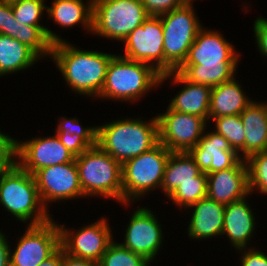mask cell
Returning a JSON list of instances; mask_svg holds the SVG:
<instances>
[{
  "label": "cell",
  "instance_id": "1",
  "mask_svg": "<svg viewBox=\"0 0 267 266\" xmlns=\"http://www.w3.org/2000/svg\"><path fill=\"white\" fill-rule=\"evenodd\" d=\"M221 32L216 28L203 27L177 72L191 83L210 87L232 80L238 73L242 55L233 41Z\"/></svg>",
  "mask_w": 267,
  "mask_h": 266
},
{
  "label": "cell",
  "instance_id": "2",
  "mask_svg": "<svg viewBox=\"0 0 267 266\" xmlns=\"http://www.w3.org/2000/svg\"><path fill=\"white\" fill-rule=\"evenodd\" d=\"M76 45L69 40L52 44L50 61L74 96L96 101L105 83L108 64L116 53Z\"/></svg>",
  "mask_w": 267,
  "mask_h": 266
},
{
  "label": "cell",
  "instance_id": "3",
  "mask_svg": "<svg viewBox=\"0 0 267 266\" xmlns=\"http://www.w3.org/2000/svg\"><path fill=\"white\" fill-rule=\"evenodd\" d=\"M153 116L149 120L137 115L121 116L98 123L97 145L122 165L159 143L157 117Z\"/></svg>",
  "mask_w": 267,
  "mask_h": 266
},
{
  "label": "cell",
  "instance_id": "4",
  "mask_svg": "<svg viewBox=\"0 0 267 266\" xmlns=\"http://www.w3.org/2000/svg\"><path fill=\"white\" fill-rule=\"evenodd\" d=\"M161 75L150 64L130 60L116 53L108 64L105 83L97 100L119 101L127 106L138 104L160 87Z\"/></svg>",
  "mask_w": 267,
  "mask_h": 266
},
{
  "label": "cell",
  "instance_id": "5",
  "mask_svg": "<svg viewBox=\"0 0 267 266\" xmlns=\"http://www.w3.org/2000/svg\"><path fill=\"white\" fill-rule=\"evenodd\" d=\"M0 207L24 225H41L55 216L42 204L34 176L18 164L0 171Z\"/></svg>",
  "mask_w": 267,
  "mask_h": 266
},
{
  "label": "cell",
  "instance_id": "6",
  "mask_svg": "<svg viewBox=\"0 0 267 266\" xmlns=\"http://www.w3.org/2000/svg\"><path fill=\"white\" fill-rule=\"evenodd\" d=\"M75 162L86 198L112 199L128 209L135 205L122 204V165L98 145L75 157Z\"/></svg>",
  "mask_w": 267,
  "mask_h": 266
},
{
  "label": "cell",
  "instance_id": "7",
  "mask_svg": "<svg viewBox=\"0 0 267 266\" xmlns=\"http://www.w3.org/2000/svg\"><path fill=\"white\" fill-rule=\"evenodd\" d=\"M170 153L159 142L152 149L122 164V204H137L150 193L160 192Z\"/></svg>",
  "mask_w": 267,
  "mask_h": 266
},
{
  "label": "cell",
  "instance_id": "8",
  "mask_svg": "<svg viewBox=\"0 0 267 266\" xmlns=\"http://www.w3.org/2000/svg\"><path fill=\"white\" fill-rule=\"evenodd\" d=\"M196 1L160 16L164 34V74L177 71L187 58L196 35L205 26L195 9Z\"/></svg>",
  "mask_w": 267,
  "mask_h": 266
},
{
  "label": "cell",
  "instance_id": "9",
  "mask_svg": "<svg viewBox=\"0 0 267 266\" xmlns=\"http://www.w3.org/2000/svg\"><path fill=\"white\" fill-rule=\"evenodd\" d=\"M148 17L141 0H93L91 36L121 44Z\"/></svg>",
  "mask_w": 267,
  "mask_h": 266
},
{
  "label": "cell",
  "instance_id": "10",
  "mask_svg": "<svg viewBox=\"0 0 267 266\" xmlns=\"http://www.w3.org/2000/svg\"><path fill=\"white\" fill-rule=\"evenodd\" d=\"M110 217H98L76 229L58 222L60 229V246L70 256L99 262L109 244L115 239ZM61 223V224H60ZM113 230V231H112Z\"/></svg>",
  "mask_w": 267,
  "mask_h": 266
},
{
  "label": "cell",
  "instance_id": "11",
  "mask_svg": "<svg viewBox=\"0 0 267 266\" xmlns=\"http://www.w3.org/2000/svg\"><path fill=\"white\" fill-rule=\"evenodd\" d=\"M24 227L22 235L18 234L16 238L18 240H15L14 244L10 242V266H38L60 247L57 219L52 218L41 225Z\"/></svg>",
  "mask_w": 267,
  "mask_h": 266
},
{
  "label": "cell",
  "instance_id": "12",
  "mask_svg": "<svg viewBox=\"0 0 267 266\" xmlns=\"http://www.w3.org/2000/svg\"><path fill=\"white\" fill-rule=\"evenodd\" d=\"M128 224L123 231V242H119L123 247L139 254L150 261L152 264L158 260L165 243V235L162 227V220L154 210L147 206L133 208ZM154 210V211H153Z\"/></svg>",
  "mask_w": 267,
  "mask_h": 266
},
{
  "label": "cell",
  "instance_id": "13",
  "mask_svg": "<svg viewBox=\"0 0 267 266\" xmlns=\"http://www.w3.org/2000/svg\"><path fill=\"white\" fill-rule=\"evenodd\" d=\"M33 176L42 204L50 213L52 203L65 204L68 200L73 203V200L86 199L75 160L40 169Z\"/></svg>",
  "mask_w": 267,
  "mask_h": 266
},
{
  "label": "cell",
  "instance_id": "14",
  "mask_svg": "<svg viewBox=\"0 0 267 266\" xmlns=\"http://www.w3.org/2000/svg\"><path fill=\"white\" fill-rule=\"evenodd\" d=\"M164 34L160 16H149L137 26L123 41L124 58L144 62L164 74Z\"/></svg>",
  "mask_w": 267,
  "mask_h": 266
},
{
  "label": "cell",
  "instance_id": "15",
  "mask_svg": "<svg viewBox=\"0 0 267 266\" xmlns=\"http://www.w3.org/2000/svg\"><path fill=\"white\" fill-rule=\"evenodd\" d=\"M156 113L159 142L170 152H188L203 136L208 122L199 116L170 110Z\"/></svg>",
  "mask_w": 267,
  "mask_h": 266
},
{
  "label": "cell",
  "instance_id": "16",
  "mask_svg": "<svg viewBox=\"0 0 267 266\" xmlns=\"http://www.w3.org/2000/svg\"><path fill=\"white\" fill-rule=\"evenodd\" d=\"M19 139L17 164L32 175L40 169L75 160V156L60 142L55 133Z\"/></svg>",
  "mask_w": 267,
  "mask_h": 266
},
{
  "label": "cell",
  "instance_id": "17",
  "mask_svg": "<svg viewBox=\"0 0 267 266\" xmlns=\"http://www.w3.org/2000/svg\"><path fill=\"white\" fill-rule=\"evenodd\" d=\"M251 194L245 198L225 205L224 222L221 239L228 240L234 251L242 248L255 247L252 243L257 235L256 210L249 203ZM249 198V199H248ZM258 217V218H256Z\"/></svg>",
  "mask_w": 267,
  "mask_h": 266
},
{
  "label": "cell",
  "instance_id": "18",
  "mask_svg": "<svg viewBox=\"0 0 267 266\" xmlns=\"http://www.w3.org/2000/svg\"><path fill=\"white\" fill-rule=\"evenodd\" d=\"M165 82L171 84V89L180 85L177 94L174 93V95L170 96L172 99L167 100L168 102L170 101L167 104L170 110L196 115L204 118L207 122L209 121L212 87L205 84L191 83L177 71L162 74L160 88Z\"/></svg>",
  "mask_w": 267,
  "mask_h": 266
},
{
  "label": "cell",
  "instance_id": "19",
  "mask_svg": "<svg viewBox=\"0 0 267 266\" xmlns=\"http://www.w3.org/2000/svg\"><path fill=\"white\" fill-rule=\"evenodd\" d=\"M188 153L199 169L206 174L231 168L241 159L228 140L212 130L209 125L198 144Z\"/></svg>",
  "mask_w": 267,
  "mask_h": 266
},
{
  "label": "cell",
  "instance_id": "20",
  "mask_svg": "<svg viewBox=\"0 0 267 266\" xmlns=\"http://www.w3.org/2000/svg\"><path fill=\"white\" fill-rule=\"evenodd\" d=\"M184 211L185 215L186 213L189 214L187 216L189 218L188 224H186L188 240H196L201 243L200 241L205 242V240L210 242L214 238L215 240L217 238L221 239L225 212L224 204L216 202L209 197H204Z\"/></svg>",
  "mask_w": 267,
  "mask_h": 266
},
{
  "label": "cell",
  "instance_id": "21",
  "mask_svg": "<svg viewBox=\"0 0 267 266\" xmlns=\"http://www.w3.org/2000/svg\"><path fill=\"white\" fill-rule=\"evenodd\" d=\"M249 195L248 169L245 159L233 167L207 174V197L224 205Z\"/></svg>",
  "mask_w": 267,
  "mask_h": 266
},
{
  "label": "cell",
  "instance_id": "22",
  "mask_svg": "<svg viewBox=\"0 0 267 266\" xmlns=\"http://www.w3.org/2000/svg\"><path fill=\"white\" fill-rule=\"evenodd\" d=\"M47 18L63 30L76 26L87 35L92 33L93 0H52Z\"/></svg>",
  "mask_w": 267,
  "mask_h": 266
},
{
  "label": "cell",
  "instance_id": "23",
  "mask_svg": "<svg viewBox=\"0 0 267 266\" xmlns=\"http://www.w3.org/2000/svg\"><path fill=\"white\" fill-rule=\"evenodd\" d=\"M237 78L236 75L232 80L212 87L209 118L240 115L255 100L247 95Z\"/></svg>",
  "mask_w": 267,
  "mask_h": 266
},
{
  "label": "cell",
  "instance_id": "24",
  "mask_svg": "<svg viewBox=\"0 0 267 266\" xmlns=\"http://www.w3.org/2000/svg\"><path fill=\"white\" fill-rule=\"evenodd\" d=\"M266 100V101H265ZM250 103L240 114L245 129V159L267 150V99Z\"/></svg>",
  "mask_w": 267,
  "mask_h": 266
},
{
  "label": "cell",
  "instance_id": "25",
  "mask_svg": "<svg viewBox=\"0 0 267 266\" xmlns=\"http://www.w3.org/2000/svg\"><path fill=\"white\" fill-rule=\"evenodd\" d=\"M42 59L27 45L0 34V79L30 70ZM23 70V71H22ZM22 71V72H21Z\"/></svg>",
  "mask_w": 267,
  "mask_h": 266
},
{
  "label": "cell",
  "instance_id": "26",
  "mask_svg": "<svg viewBox=\"0 0 267 266\" xmlns=\"http://www.w3.org/2000/svg\"><path fill=\"white\" fill-rule=\"evenodd\" d=\"M12 38L27 45L42 60H50L52 44L67 41L49 26H30L13 20Z\"/></svg>",
  "mask_w": 267,
  "mask_h": 266
},
{
  "label": "cell",
  "instance_id": "27",
  "mask_svg": "<svg viewBox=\"0 0 267 266\" xmlns=\"http://www.w3.org/2000/svg\"><path fill=\"white\" fill-rule=\"evenodd\" d=\"M202 171L188 152H171L166 162L161 194L167 197L182 183L196 181Z\"/></svg>",
  "mask_w": 267,
  "mask_h": 266
},
{
  "label": "cell",
  "instance_id": "28",
  "mask_svg": "<svg viewBox=\"0 0 267 266\" xmlns=\"http://www.w3.org/2000/svg\"><path fill=\"white\" fill-rule=\"evenodd\" d=\"M216 133L226 138L231 147L245 159V129L240 115L221 116L209 118L208 125Z\"/></svg>",
  "mask_w": 267,
  "mask_h": 266
},
{
  "label": "cell",
  "instance_id": "29",
  "mask_svg": "<svg viewBox=\"0 0 267 266\" xmlns=\"http://www.w3.org/2000/svg\"><path fill=\"white\" fill-rule=\"evenodd\" d=\"M207 197V174L201 172L196 181H187L178 186L167 198L179 211Z\"/></svg>",
  "mask_w": 267,
  "mask_h": 266
},
{
  "label": "cell",
  "instance_id": "30",
  "mask_svg": "<svg viewBox=\"0 0 267 266\" xmlns=\"http://www.w3.org/2000/svg\"><path fill=\"white\" fill-rule=\"evenodd\" d=\"M117 241L115 237L109 244L98 266H152L146 258L123 247Z\"/></svg>",
  "mask_w": 267,
  "mask_h": 266
},
{
  "label": "cell",
  "instance_id": "31",
  "mask_svg": "<svg viewBox=\"0 0 267 266\" xmlns=\"http://www.w3.org/2000/svg\"><path fill=\"white\" fill-rule=\"evenodd\" d=\"M245 161L248 169L249 194L252 197L255 193L267 196V150L253 153Z\"/></svg>",
  "mask_w": 267,
  "mask_h": 266
},
{
  "label": "cell",
  "instance_id": "32",
  "mask_svg": "<svg viewBox=\"0 0 267 266\" xmlns=\"http://www.w3.org/2000/svg\"><path fill=\"white\" fill-rule=\"evenodd\" d=\"M47 0H18L11 3L14 18L30 26H46L43 18L47 16ZM42 22V23H41ZM44 23V25H43Z\"/></svg>",
  "mask_w": 267,
  "mask_h": 266
},
{
  "label": "cell",
  "instance_id": "33",
  "mask_svg": "<svg viewBox=\"0 0 267 266\" xmlns=\"http://www.w3.org/2000/svg\"><path fill=\"white\" fill-rule=\"evenodd\" d=\"M57 125L54 133H68L70 135L81 136L91 147L97 145V125H82L78 117H67L62 115L57 117Z\"/></svg>",
  "mask_w": 267,
  "mask_h": 266
},
{
  "label": "cell",
  "instance_id": "34",
  "mask_svg": "<svg viewBox=\"0 0 267 266\" xmlns=\"http://www.w3.org/2000/svg\"><path fill=\"white\" fill-rule=\"evenodd\" d=\"M17 164V138L0 128V171Z\"/></svg>",
  "mask_w": 267,
  "mask_h": 266
},
{
  "label": "cell",
  "instance_id": "35",
  "mask_svg": "<svg viewBox=\"0 0 267 266\" xmlns=\"http://www.w3.org/2000/svg\"><path fill=\"white\" fill-rule=\"evenodd\" d=\"M149 16H161L185 5L188 0H141Z\"/></svg>",
  "mask_w": 267,
  "mask_h": 266
},
{
  "label": "cell",
  "instance_id": "36",
  "mask_svg": "<svg viewBox=\"0 0 267 266\" xmlns=\"http://www.w3.org/2000/svg\"><path fill=\"white\" fill-rule=\"evenodd\" d=\"M257 247L242 248L235 251L239 256L237 259L240 260L238 261L239 266H267V252L264 253L262 251L264 249Z\"/></svg>",
  "mask_w": 267,
  "mask_h": 266
},
{
  "label": "cell",
  "instance_id": "37",
  "mask_svg": "<svg viewBox=\"0 0 267 266\" xmlns=\"http://www.w3.org/2000/svg\"><path fill=\"white\" fill-rule=\"evenodd\" d=\"M253 37L255 41L256 50L260 57L264 58L263 60L266 61L267 59V18L265 16H258L253 21Z\"/></svg>",
  "mask_w": 267,
  "mask_h": 266
},
{
  "label": "cell",
  "instance_id": "38",
  "mask_svg": "<svg viewBox=\"0 0 267 266\" xmlns=\"http://www.w3.org/2000/svg\"><path fill=\"white\" fill-rule=\"evenodd\" d=\"M60 142L72 153L75 157L81 155L91 146L79 135H70L68 133H55Z\"/></svg>",
  "mask_w": 267,
  "mask_h": 266
},
{
  "label": "cell",
  "instance_id": "39",
  "mask_svg": "<svg viewBox=\"0 0 267 266\" xmlns=\"http://www.w3.org/2000/svg\"><path fill=\"white\" fill-rule=\"evenodd\" d=\"M13 20H15V18L11 3L0 1V34L12 38Z\"/></svg>",
  "mask_w": 267,
  "mask_h": 266
},
{
  "label": "cell",
  "instance_id": "40",
  "mask_svg": "<svg viewBox=\"0 0 267 266\" xmlns=\"http://www.w3.org/2000/svg\"><path fill=\"white\" fill-rule=\"evenodd\" d=\"M7 234L0 228V266H10V241Z\"/></svg>",
  "mask_w": 267,
  "mask_h": 266
},
{
  "label": "cell",
  "instance_id": "41",
  "mask_svg": "<svg viewBox=\"0 0 267 266\" xmlns=\"http://www.w3.org/2000/svg\"><path fill=\"white\" fill-rule=\"evenodd\" d=\"M61 266H98V263L92 260L76 258L68 255L62 248V264Z\"/></svg>",
  "mask_w": 267,
  "mask_h": 266
},
{
  "label": "cell",
  "instance_id": "42",
  "mask_svg": "<svg viewBox=\"0 0 267 266\" xmlns=\"http://www.w3.org/2000/svg\"><path fill=\"white\" fill-rule=\"evenodd\" d=\"M62 247L60 246L50 257L41 262L38 266H61Z\"/></svg>",
  "mask_w": 267,
  "mask_h": 266
},
{
  "label": "cell",
  "instance_id": "43",
  "mask_svg": "<svg viewBox=\"0 0 267 266\" xmlns=\"http://www.w3.org/2000/svg\"><path fill=\"white\" fill-rule=\"evenodd\" d=\"M2 2H7V3H12V2H15V1H18V0H0Z\"/></svg>",
  "mask_w": 267,
  "mask_h": 266
}]
</instances>
